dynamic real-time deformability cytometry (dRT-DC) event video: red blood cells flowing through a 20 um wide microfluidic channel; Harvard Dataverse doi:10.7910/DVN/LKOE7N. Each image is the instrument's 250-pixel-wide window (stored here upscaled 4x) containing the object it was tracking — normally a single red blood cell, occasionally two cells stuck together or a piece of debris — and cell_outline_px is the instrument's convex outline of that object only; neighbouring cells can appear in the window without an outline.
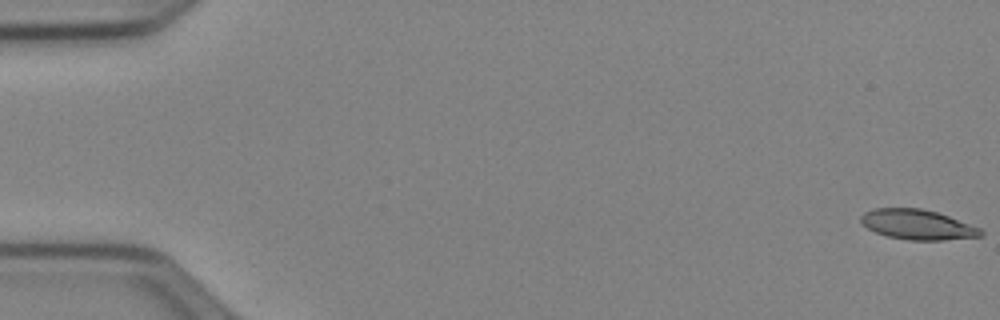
{"species": "Egyptian fruit bat (a non-hibernating species)", "species_latin": "Rousettus aegyptiacus", "temperature_condition": "cold", "stored_images_in_passage": 7, "camera_frame_rate_fps": 3000, "um_per_image_px": 0.085, "animal": {"sex": "female"}, "frame": {"image": 1, "passage_image": 1, "time_ms": 0.0, "image_size_px": [1000, 320], "cell_outline_px": [[984, 236], [944, 240], [908, 240], [888, 236], [876, 232], [868, 228], [860, 220], [860, 216], [864, 212], [876, 208], [920, 208], [936, 212], [948, 216], [980, 228], [984, 232]], "centroid_in_image_um": [78.0, 19.09], "position_along_channel_um": 7.0, "area_um2": 20.81}}